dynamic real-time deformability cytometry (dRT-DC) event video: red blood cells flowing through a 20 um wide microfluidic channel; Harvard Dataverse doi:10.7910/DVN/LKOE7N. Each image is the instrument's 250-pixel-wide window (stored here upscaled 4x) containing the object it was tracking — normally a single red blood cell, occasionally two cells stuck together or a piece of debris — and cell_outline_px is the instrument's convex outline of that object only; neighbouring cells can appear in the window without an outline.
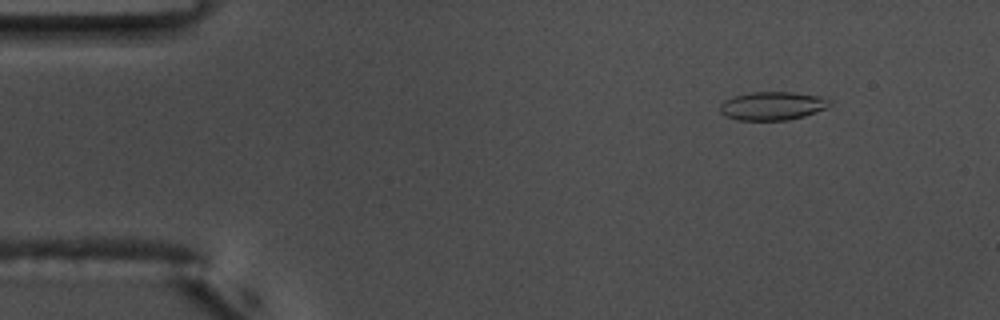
{"species": "common noctule bat (a hibernating species)", "species_latin": "Nyctalus noctula", "temperature_condition": "warm", "stored_images_in_passage": 51, "camera_frame_rate_fps": 3000, "um_per_image_px": 0.085, "animal": {"sex": "male", "body_mass_g": 17.5, "forearm_length_mm": 52.3}, "frame": {"image": 1, "passage_image": 2, "time_ms": 0.333, "image_size_px": [1000, 320], "cell_outline_px": [[832, 104], [828, 108], [804, 116], [788, 120], [736, 120], [724, 116], [720, 112], [720, 104], [724, 100], [736, 96], [752, 92], [792, 92], [820, 96], [832, 100]], "centroid_in_image_um": [65.68, 9.0], "position_along_channel_um": 19.3, "area_um2": 18.32}}
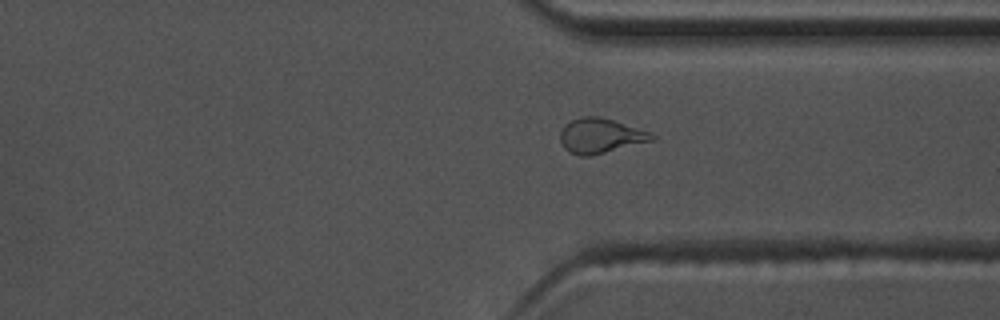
{"frame": {"image": 2, "passage_image": 37, "time_ms": 12.0, "image_size_px": [1000, 320], "cell_outline_px": [[656, 140], [588, 156], [580, 156], [568, 152], [564, 148], [560, 140], [560, 132], [564, 124], [580, 116], [600, 116], [652, 132], [656, 136]], "centroid_in_image_um": [51.05, 11.53], "position_along_channel_um": 360.4, "area_um2": 18.79}}
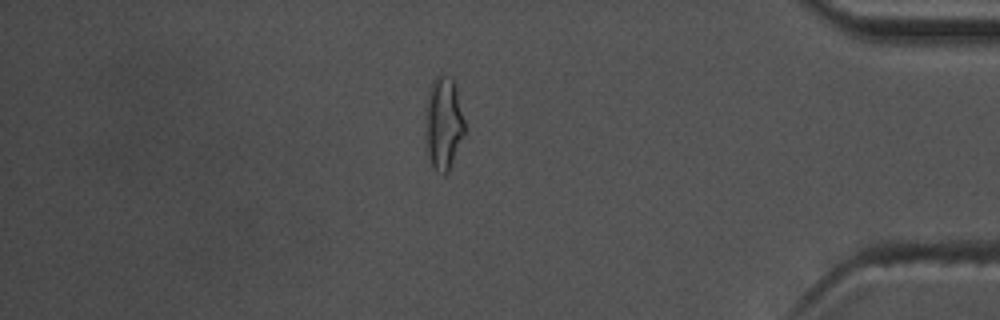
{"frame": {"image": 3, "passage_image": 43, "time_ms": 14.0, "image_size_px": [1000, 320], "cell_outline_px": [[464, 132], [448, 172], [444, 176], [436, 172], [432, 168], [428, 152], [428, 104], [432, 80], [440, 72], [444, 72], [456, 84], [464, 120]], "centroid_in_image_um": [37.74, 10.46], "position_along_channel_um": 397.5, "area_um2": 20.4}, "authors_computed_cell_mechanics": {"area_um2": 17.9758, "velocity_mm_per_s": 3.6693, "shape_relaxation_time_tau1_ms": 7.0416, "shape_relaxation_time_tau2_ms": 0.9885, "deformation_change_tau1": 0.2161, "deformation_change_tau2": 0.0704}}